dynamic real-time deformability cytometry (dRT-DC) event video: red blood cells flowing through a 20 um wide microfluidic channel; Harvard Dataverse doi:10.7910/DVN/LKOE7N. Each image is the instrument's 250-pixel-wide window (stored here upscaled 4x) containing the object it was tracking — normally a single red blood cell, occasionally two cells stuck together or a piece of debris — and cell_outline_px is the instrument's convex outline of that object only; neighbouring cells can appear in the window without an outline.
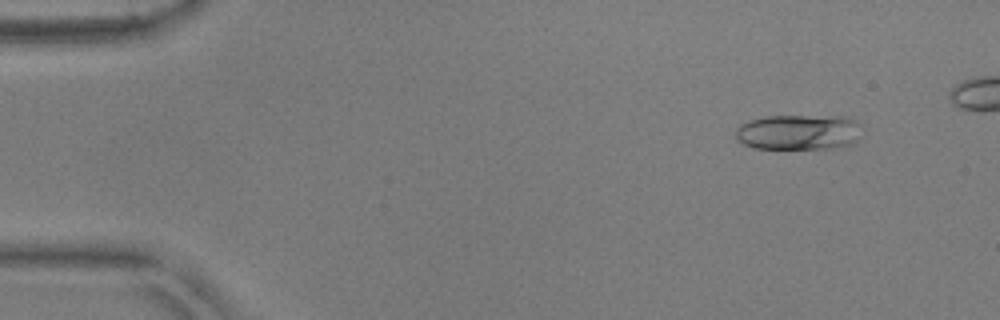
{"species": "common noctule bat (a hibernating species)", "species_latin": "Nyctalus noctula", "temperature_condition": "warm", "stored_images_in_passage": 48, "camera_frame_rate_fps": 3000, "um_per_image_px": 0.085, "animal": {"sex": "male", "body_mass_g": 17.9, "forearm_length_mm": 54.2}, "frame": {"image": 1, "passage_image": 5, "time_ms": 1.333, "image_size_px": [1000, 320], "cell_outline_px": [[864, 128], [856, 140], [848, 144], [832, 148], [756, 148], [744, 144], [736, 140], [736, 128], [740, 124], [748, 120], [768, 116], [848, 116], [860, 124]], "centroid_in_image_um": [67.89, 11.21], "position_along_channel_um": 17.1, "area_um2": 26.13}}
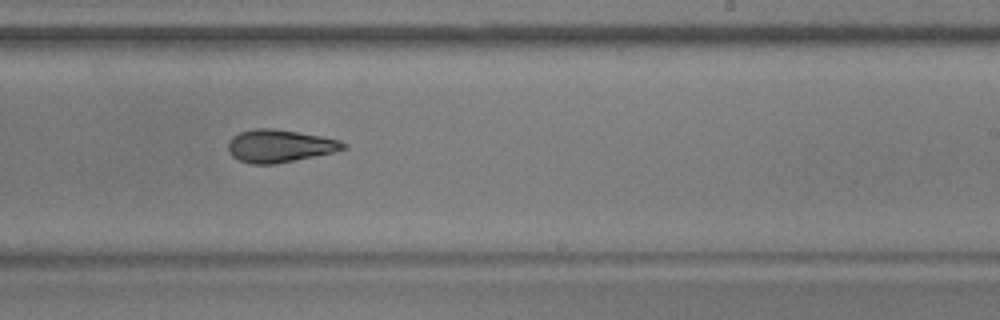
{"frame": {"image": 2, "passage_image": 32, "time_ms": 10.333, "image_size_px": [1000, 320], "cell_outline_px": [[348, 148], [332, 152], [272, 164], [252, 164], [240, 160], [232, 156], [228, 152], [228, 140], [232, 136], [240, 132], [256, 128], [272, 128], [320, 136], [340, 140], [348, 144]], "centroid_in_image_um": [23.74, 12.39], "position_along_channel_um": 265.3, "area_um2": 21.68}}
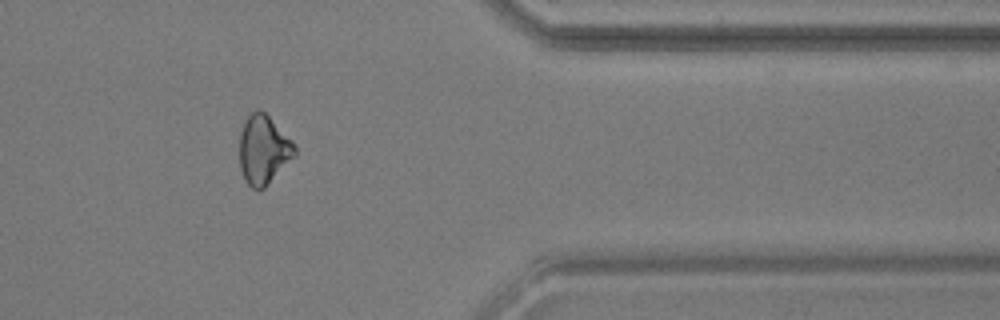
{"frame": {"image": 3, "passage_image": 43, "time_ms": 14.0, "image_size_px": [1000, 320], "cell_outline_px": [[296, 156], [264, 188], [252, 188], [244, 180], [240, 168], [240, 132], [244, 120], [248, 112], [264, 112], [292, 140], [296, 148]], "centroid_in_image_um": [22.39, 12.74], "position_along_channel_um": 389.0, "area_um2": 22.14}, "authors_computed_cell_mechanics": {"area_um2": 22.4842, "velocity_mm_per_s": 3.8414, "shape_relaxation_time_tau1_ms": 4.1821, "shape_relaxation_time_tau2_ms": 4.8012, "deformation_change_tau1": 0.1324, "deformation_change_tau2": 0.1077}}